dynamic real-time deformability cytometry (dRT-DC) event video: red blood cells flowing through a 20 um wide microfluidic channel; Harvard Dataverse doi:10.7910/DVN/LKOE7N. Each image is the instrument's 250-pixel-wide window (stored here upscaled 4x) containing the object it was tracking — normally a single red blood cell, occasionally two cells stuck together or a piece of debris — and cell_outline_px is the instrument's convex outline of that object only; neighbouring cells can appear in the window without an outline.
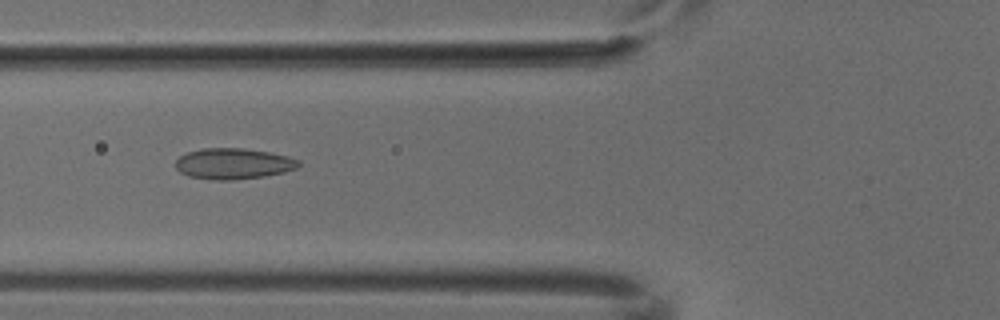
{"species": "common noctule bat (a hibernating species)", "species_latin": "Nyctalus noctula", "temperature_condition": "cold", "stored_images_in_passage": 5, "camera_frame_rate_fps": 3000, "um_per_image_px": 0.085, "animal": {"sex": "male", "body_mass_g": 18.8}, "frame": {"image": 1, "passage_image": 3, "time_ms": 0.667, "image_size_px": [1000, 320], "cell_outline_px": [[300, 164], [296, 168], [284, 172], [264, 176], [232, 180], [212, 180], [188, 176], [180, 172], [176, 168], [176, 160], [184, 152], [204, 148], [244, 148], [268, 152], [288, 156], [300, 160]], "centroid_in_image_um": [19.81, 13.91], "position_along_channel_um": 106.0, "area_um2": 22.25}}
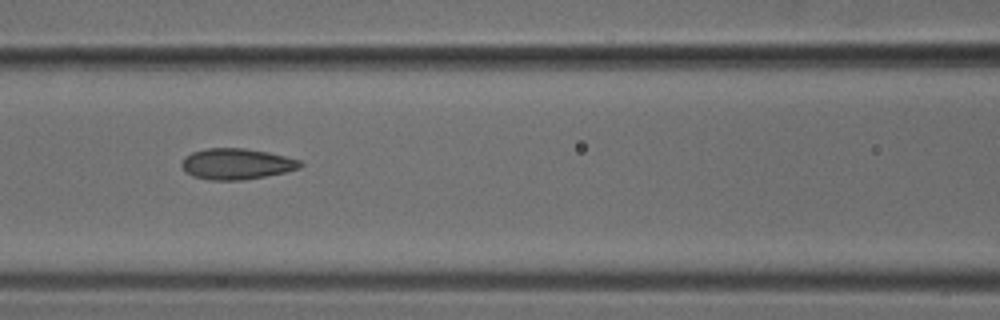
{"frame": {"image": 2, "passage_image": 4, "time_ms": 1.0, "image_size_px": [1000, 320], "cell_outline_px": [[304, 164], [300, 168], [284, 172], [244, 180], [212, 180], [192, 176], [184, 172], [180, 164], [184, 156], [192, 152], [208, 148], [244, 148], [268, 152], [300, 160]], "centroid_in_image_um": [20.07, 13.93], "position_along_channel_um": 146.5, "area_um2": 21.44}}
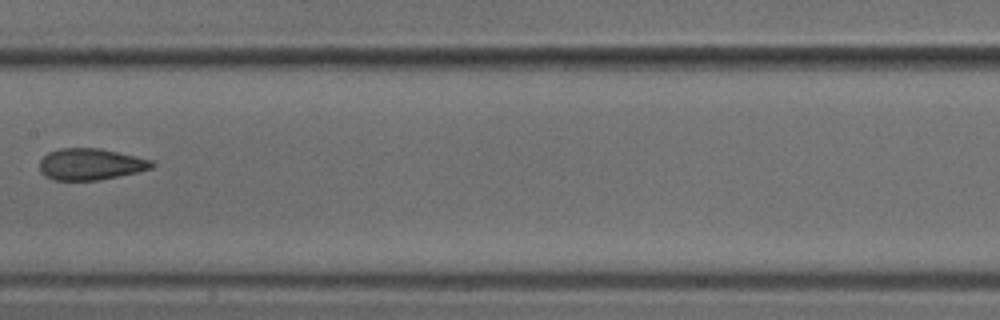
{"frame": {"image": 3, "passage_image": 5, "time_ms": 1.333, "image_size_px": [1000, 320], "cell_outline_px": [[156, 164], [152, 168], [136, 172], [100, 180], [52, 180], [44, 176], [40, 172], [40, 160], [48, 152], [60, 148], [100, 148], [152, 160]], "centroid_in_image_um": [7.67, 13.96], "position_along_channel_um": 199.7, "area_um2": 20.63}}